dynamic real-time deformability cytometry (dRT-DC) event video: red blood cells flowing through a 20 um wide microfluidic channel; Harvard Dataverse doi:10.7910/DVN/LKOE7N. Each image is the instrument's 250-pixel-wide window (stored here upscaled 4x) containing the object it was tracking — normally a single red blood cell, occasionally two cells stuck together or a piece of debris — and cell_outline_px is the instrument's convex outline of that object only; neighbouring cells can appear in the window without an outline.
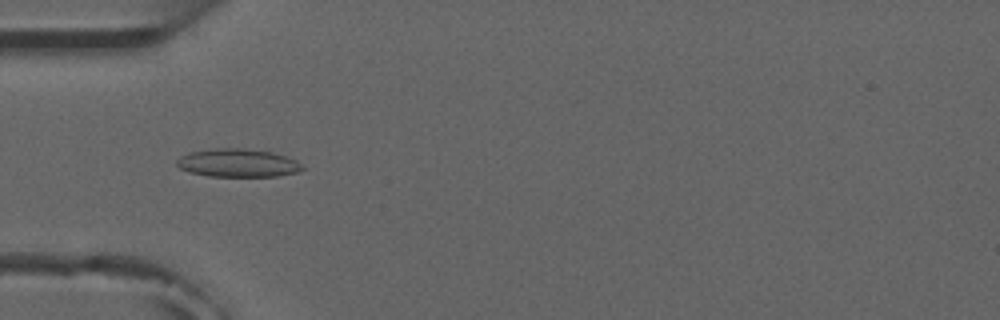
{"species": "common noctule bat (a hibernating species)", "species_latin": "Nyctalus noctula", "temperature_condition": "room temperature", "stored_images_in_passage": 5, "camera_frame_rate_fps": 3000, "um_per_image_px": 0.085, "animal": {"sex": "male", "forearm_length_mm": 52.5}, "frame": {"image": 1, "passage_image": 3, "time_ms": 2.333, "image_size_px": [1000, 320], "cell_outline_px": [[304, 168], [296, 172], [276, 176], [208, 176], [188, 172], [180, 168], [176, 164], [176, 160], [180, 156], [188, 152], [216, 148], [268, 148], [296, 160]], "centroid_in_image_um": [20.23, 13.82], "position_along_channel_um": 64.8, "area_um2": 21.15}}
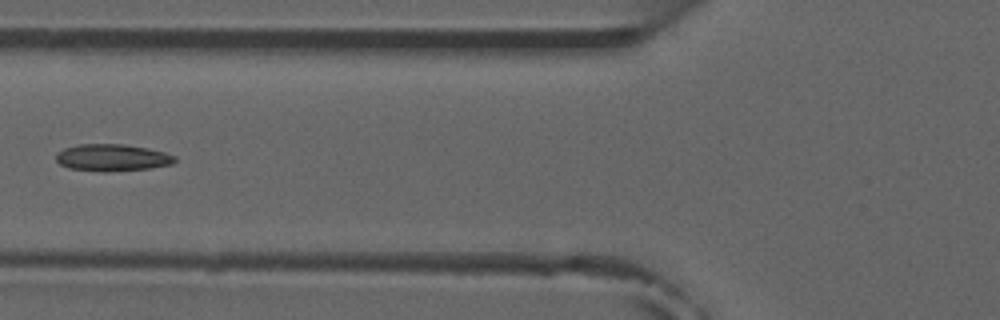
{"frame": {"image": 2, "passage_image": 4, "time_ms": 3.667, "image_size_px": [1000, 320], "cell_outline_px": [[176, 160], [172, 164], [148, 168], [104, 172], [96, 172], [68, 168], [60, 164], [56, 160], [56, 152], [64, 148], [80, 144], [124, 144], [148, 148], [164, 152], [176, 156]], "centroid_in_image_um": [9.51, 13.4], "position_along_channel_um": 116.3, "area_um2": 18.79}}
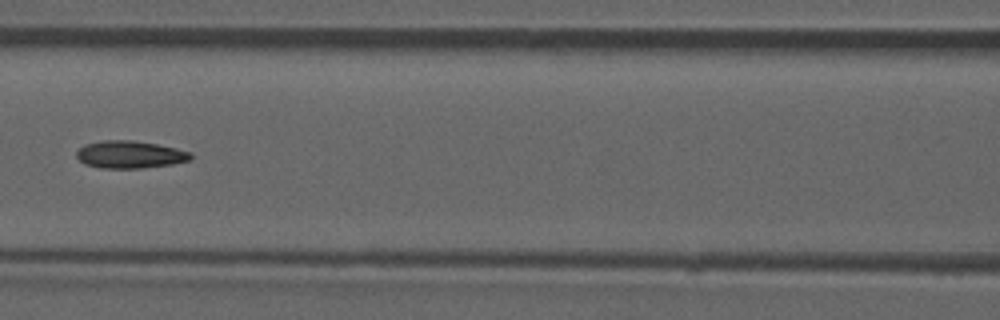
{"frame": {"image": 3, "passage_image": 5, "time_ms": 4.667, "image_size_px": [1000, 320], "cell_outline_px": [[192, 160], [172, 164], [144, 168], [100, 168], [84, 164], [76, 156], [76, 152], [84, 144], [100, 140], [132, 140], [156, 144], [176, 148], [192, 152]], "centroid_in_image_um": [11.04, 13.13], "position_along_channel_um": 155.6, "area_um2": 18.44}}